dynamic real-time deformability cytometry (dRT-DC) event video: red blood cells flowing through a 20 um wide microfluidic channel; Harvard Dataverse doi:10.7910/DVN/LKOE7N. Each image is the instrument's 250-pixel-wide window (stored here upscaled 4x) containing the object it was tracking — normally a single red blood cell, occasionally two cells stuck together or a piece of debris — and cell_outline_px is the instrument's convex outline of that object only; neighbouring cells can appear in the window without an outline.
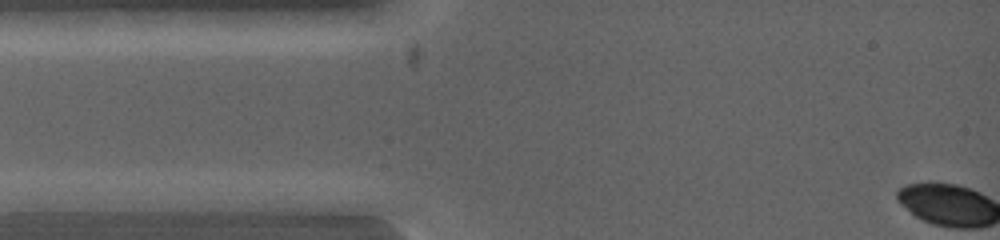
{"species": "common noctule bat (a hibernating species)", "species_latin": "Nyctalus noctula", "temperature_condition": "warm", "stored_images_in_passage": 4, "camera_frame_rate_fps": 5000, "um_per_image_px": 0.085, "animal": {"sex": "female", "body_mass_g": 19.0, "forearm_length_mm": 53.3}, "frame": {"image": 1, "passage_image": 3, "time_ms": 0.2, "image_size_px": [1000, 240], "cell_outline_px": [[104, 200], [96, 212], [16, 212], [12, 200], [64, 192], [80, 192]], "centroid_in_image_um": [5.01, 17.27], "position_along_channel_um": 80.0, "area_um2": 10.58}}